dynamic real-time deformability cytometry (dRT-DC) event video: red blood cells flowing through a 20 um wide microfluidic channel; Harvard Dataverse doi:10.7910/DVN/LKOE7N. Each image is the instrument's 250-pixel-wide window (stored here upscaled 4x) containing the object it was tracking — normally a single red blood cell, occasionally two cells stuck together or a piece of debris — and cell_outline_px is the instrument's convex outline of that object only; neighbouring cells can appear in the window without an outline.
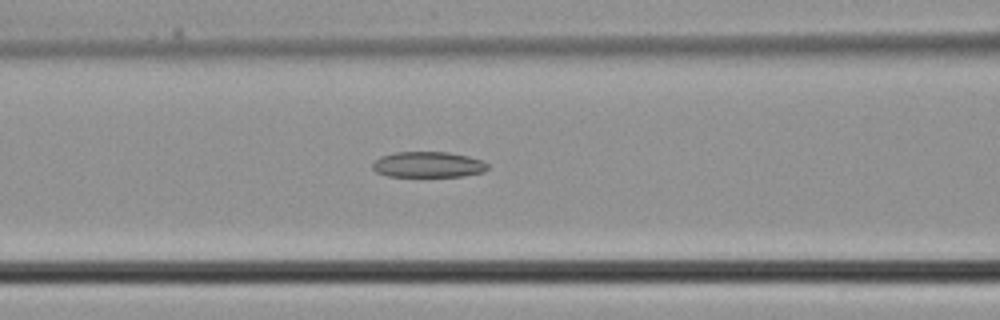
{"species": "common noctule bat (a hibernating species)", "species_latin": "Nyctalus noctula", "temperature_condition": "cold", "stored_images_in_passage": 36, "camera_frame_rate_fps": 3000, "um_per_image_px": 0.085, "animal": {"sex": "male", "body_mass_g": 21.5, "forearm_length_mm": 52.0}, "frame": {"image": 1, "passage_image": 13, "time_ms": 4.0, "image_size_px": [1000, 320], "cell_outline_px": [[488, 168], [484, 172], [464, 176], [388, 176], [376, 172], [372, 168], [372, 164], [380, 156], [396, 152], [448, 152], [468, 156], [484, 160], [488, 164]], "centroid_in_image_um": [36.42, 13.99], "position_along_channel_um": 130.2, "area_um2": 17.34}}
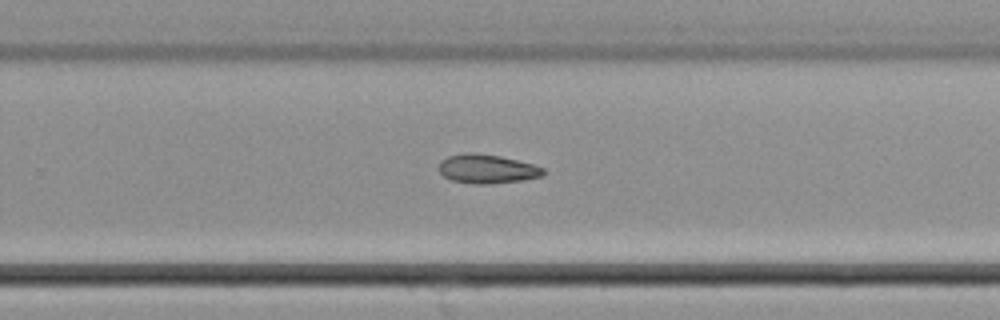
{"frame": {"image": 2, "passage_image": 22, "time_ms": 7.0, "image_size_px": [1000, 320], "cell_outline_px": [[544, 176], [520, 180], [488, 184], [472, 184], [452, 180], [444, 176], [440, 172], [440, 160], [448, 156], [472, 152], [500, 156], [532, 164], [544, 168]], "centroid_in_image_um": [41.4, 14.36], "position_along_channel_um": 288.4, "area_um2": 17.46}}
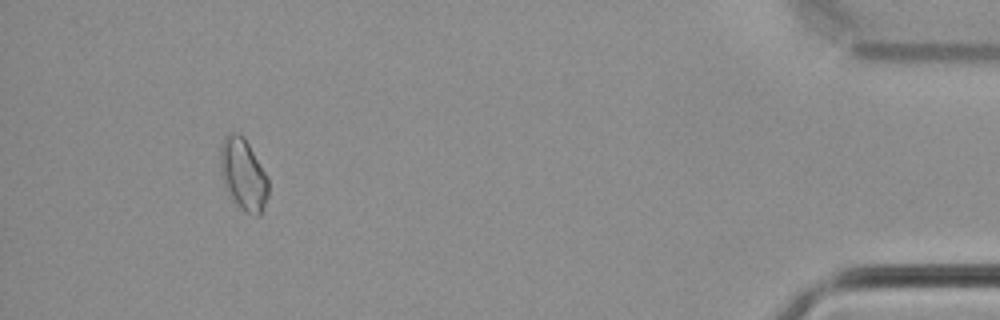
{"frame": {"image": 3, "passage_image": 33, "time_ms": 10.667, "image_size_px": [1000, 320], "cell_outline_px": [[268, 196], [260, 216], [256, 216], [244, 212], [228, 196], [220, 172], [220, 144], [224, 136], [228, 132], [240, 132], [244, 136], [268, 176]], "centroid_in_image_um": [20.66, 14.81], "position_along_channel_um": 414.5, "area_um2": 20.63}}